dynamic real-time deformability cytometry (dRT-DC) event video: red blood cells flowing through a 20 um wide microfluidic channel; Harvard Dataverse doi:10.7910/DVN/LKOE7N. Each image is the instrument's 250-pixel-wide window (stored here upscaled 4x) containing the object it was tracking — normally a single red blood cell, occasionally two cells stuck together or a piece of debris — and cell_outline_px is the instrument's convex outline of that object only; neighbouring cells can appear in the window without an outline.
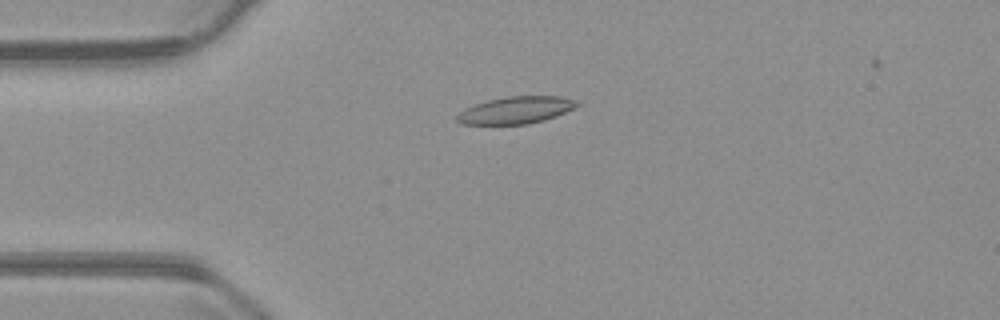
{"species": "common noctule bat (a hibernating species)", "species_latin": "Nyctalus noctula", "temperature_condition": "warm", "stored_images_in_passage": 49, "camera_frame_rate_fps": 3000, "um_per_image_px": 0.085, "animal": {"sex": "male", "body_mass_g": 23.1, "forearm_length_mm": 52.7}, "frame": {"image": 1, "passage_image": 8, "time_ms": 2.333, "image_size_px": [1000, 320], "cell_outline_px": [[580, 104], [556, 116], [544, 120], [528, 124], [460, 124], [456, 120], [456, 116], [464, 108], [488, 100], [508, 96], [560, 96], [580, 100]], "centroid_in_image_um": [43.86, 9.35], "position_along_channel_um": 41.1, "area_um2": 18.96}}
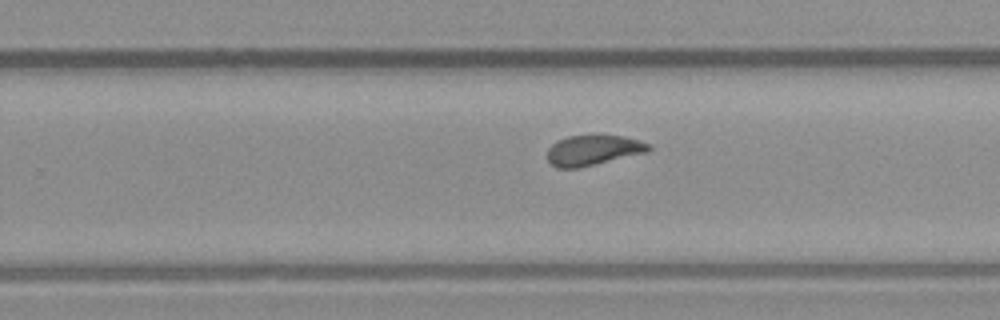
{"frame": {"image": 2, "passage_image": 29, "time_ms": 9.333, "image_size_px": [1000, 320], "cell_outline_px": [[652, 148], [648, 152], [580, 168], [556, 168], [548, 160], [548, 148], [556, 140], [568, 136], [624, 136], [652, 144]], "centroid_in_image_um": [50.43, 12.78], "position_along_channel_um": 279.4, "area_um2": 17.92}}
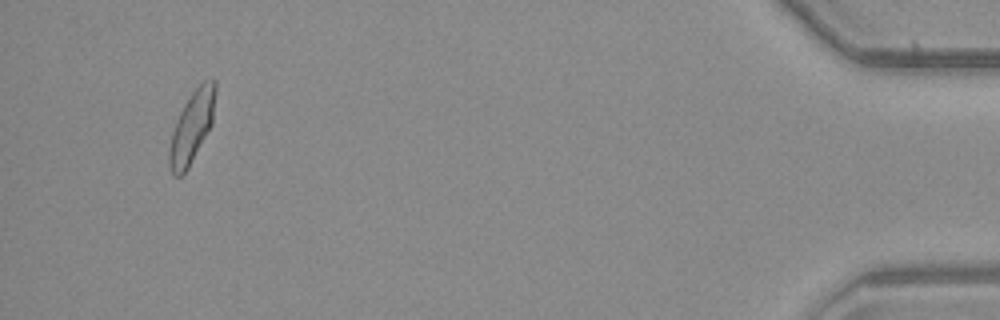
{"frame": {"image": 3, "passage_image": 47, "time_ms": 15.333, "image_size_px": [1000, 320], "cell_outline_px": [[216, 92], [212, 124], [188, 168], [180, 176], [172, 176], [168, 164], [168, 148], [172, 132], [176, 120], [184, 104], [192, 92], [204, 80], [216, 80]], "centroid_in_image_um": [16.29, 10.81], "position_along_channel_um": 418.9, "area_um2": 19.25}}